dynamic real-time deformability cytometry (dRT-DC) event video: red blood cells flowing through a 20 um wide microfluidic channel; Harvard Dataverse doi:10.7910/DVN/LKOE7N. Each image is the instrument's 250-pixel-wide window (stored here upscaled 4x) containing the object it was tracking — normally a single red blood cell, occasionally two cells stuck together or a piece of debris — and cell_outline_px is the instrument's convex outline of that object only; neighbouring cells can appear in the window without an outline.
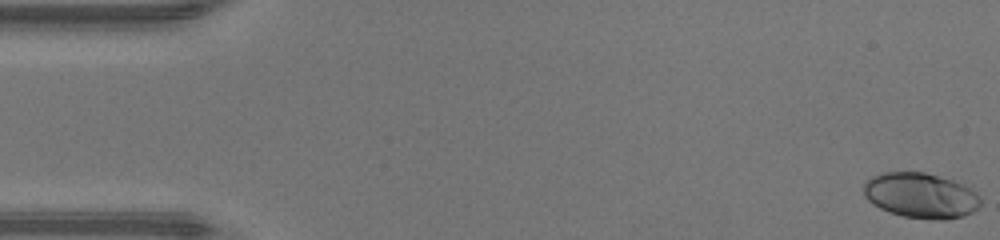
{"species": "human", "species_latin": "Homo sapiens", "temperature_condition": "warm", "stored_images_in_passage": 48, "camera_frame_rate_fps": 3000, "um_per_image_px": 0.085, "donor": {"sex": "male"}, "frame": {"image": 1, "passage_image": 1, "time_ms": 0.0, "image_size_px": [1000, 240], "cell_outline_px": [[980, 204], [972, 212], [964, 216], [944, 220], [936, 220], [904, 216], [888, 212], [872, 204], [864, 196], [864, 184], [872, 176], [884, 172], [924, 172], [952, 180], [976, 192], [980, 196]], "centroid_in_image_um": [78.25, 16.62], "position_along_channel_um": 6.8, "area_um2": 30.69}}
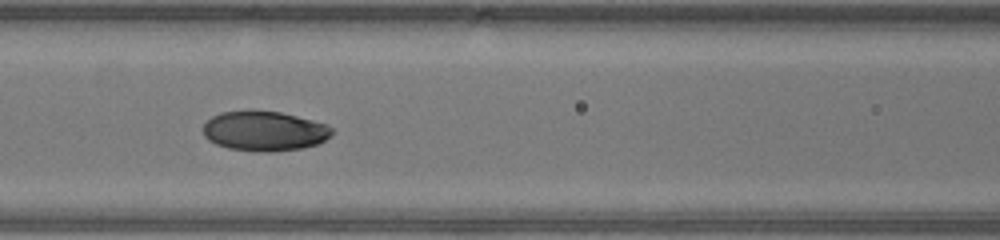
{"frame": {"image": 2, "passage_image": 21, "time_ms": 6.667, "image_size_px": [1000, 240], "cell_outline_px": [[332, 136], [316, 144], [304, 148], [272, 152], [260, 152], [228, 148], [216, 144], [208, 140], [204, 136], [204, 124], [212, 116], [220, 112], [252, 108], [280, 112], [312, 120], [324, 124], [332, 128]], "centroid_in_image_um": [22.44, 11.12], "position_along_channel_um": 144.2, "area_um2": 30.35}}
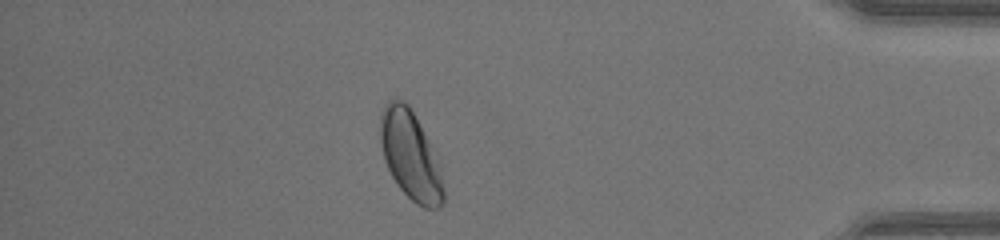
{"frame": {"image": 3, "passage_image": 42, "time_ms": 13.667, "image_size_px": [1000, 240], "cell_outline_px": [[444, 204], [440, 208], [424, 208], [416, 204], [396, 184], [384, 160], [380, 144], [380, 112], [384, 104], [388, 100], [400, 100], [408, 104], [440, 168], [444, 192]], "centroid_in_image_um": [34.85, 13.25], "position_along_channel_um": 400.4, "area_um2": 31.96}, "authors_computed_cell_mechanics": {"area_um2": 30.0271, "velocity_mm_per_s": 4.307, "shape_relaxation_time_tau1_ms": 3.0474, "shape_relaxation_time_tau2_ms": 2.7279, "deformation_change_tau1": 0.1403, "deformation_change_tau2": 0.0324}}